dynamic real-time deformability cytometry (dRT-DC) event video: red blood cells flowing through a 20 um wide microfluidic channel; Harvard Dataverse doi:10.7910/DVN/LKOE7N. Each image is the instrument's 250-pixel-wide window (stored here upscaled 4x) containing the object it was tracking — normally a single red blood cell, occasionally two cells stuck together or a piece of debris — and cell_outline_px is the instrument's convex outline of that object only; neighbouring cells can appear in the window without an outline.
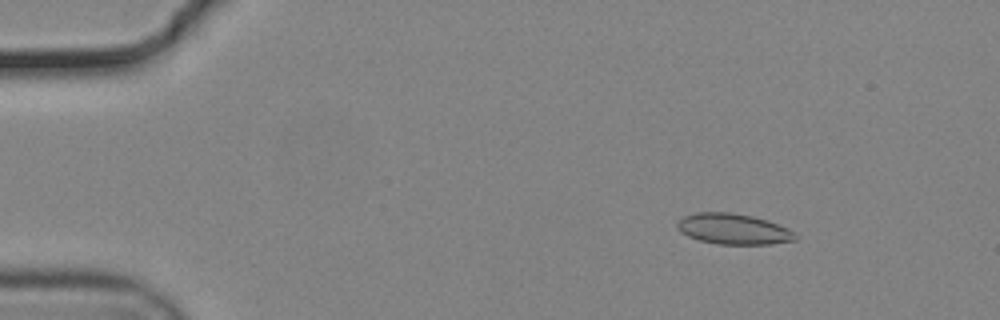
{"species": "common noctule bat (a hibernating species)", "species_latin": "Nyctalus noctula", "temperature_condition": "cold", "stored_images_in_passage": 56, "camera_frame_rate_fps": 3000, "um_per_image_px": 0.085, "animal": {"sex": "male", "body_mass_g": 19.2, "forearm_length_mm": 51.8}, "frame": {"image": 1, "passage_image": 8, "time_ms": 2.333, "image_size_px": [1000, 320], "cell_outline_px": [[796, 240], [772, 244], [716, 244], [700, 240], [688, 236], [680, 232], [676, 228], [676, 224], [684, 216], [696, 212], [728, 212], [752, 216], [768, 220], [788, 228], [796, 236]], "centroid_in_image_um": [62.32, 19.46], "position_along_channel_um": 22.7, "area_um2": 21.1}}
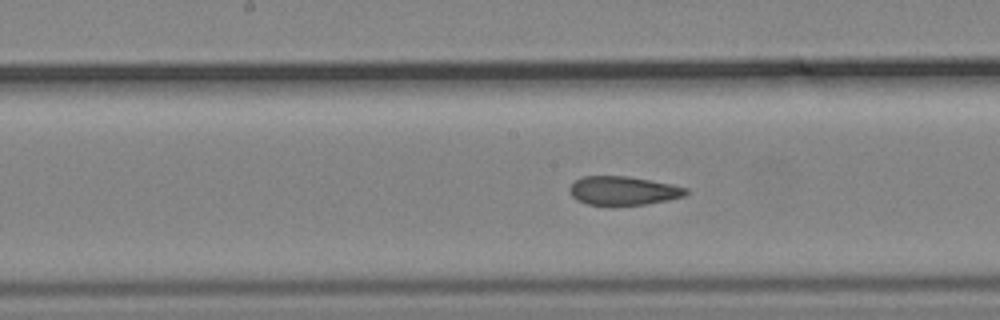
{"frame": {"image": 2, "passage_image": 29, "time_ms": 9.333, "image_size_px": [1000, 320], "cell_outline_px": [[688, 192], [684, 196], [668, 200], [644, 204], [588, 204], [576, 200], [568, 192], [568, 188], [576, 180], [584, 176], [628, 176], [688, 188]], "centroid_in_image_um": [52.94, 16.2], "position_along_channel_um": 195.3, "area_um2": 19.13}}
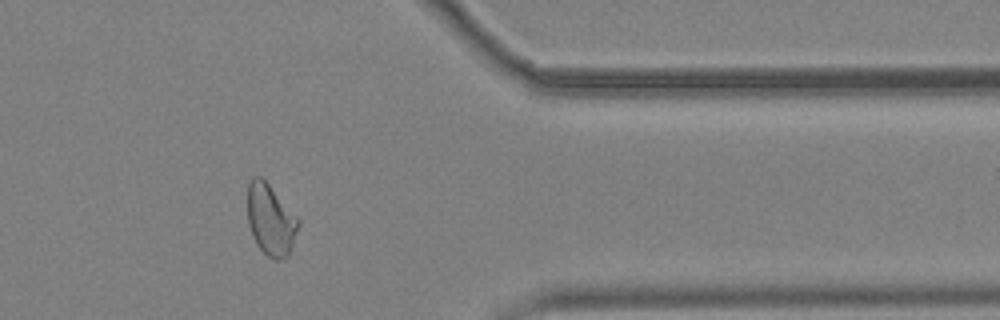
{"frame": {"image": 3, "passage_image": 46, "time_ms": 15.0, "image_size_px": [1000, 320], "cell_outline_px": [[300, 224], [288, 256], [284, 260], [272, 260], [256, 244], [248, 224], [248, 184], [252, 176], [260, 176], [268, 184], [300, 220]], "centroid_in_image_um": [23.01, 18.71], "position_along_channel_um": 388.4, "area_um2": 20.98}, "authors_computed_cell_mechanics": {"area_um2": 20.9525, "velocity_mm_per_s": 3.7097, "shape_relaxation_time_tau1_ms": null, "shape_relaxation_time_tau2_ms": 1.9478, "deformation_change_tau1": null, "deformation_change_tau2": 0.0595}}